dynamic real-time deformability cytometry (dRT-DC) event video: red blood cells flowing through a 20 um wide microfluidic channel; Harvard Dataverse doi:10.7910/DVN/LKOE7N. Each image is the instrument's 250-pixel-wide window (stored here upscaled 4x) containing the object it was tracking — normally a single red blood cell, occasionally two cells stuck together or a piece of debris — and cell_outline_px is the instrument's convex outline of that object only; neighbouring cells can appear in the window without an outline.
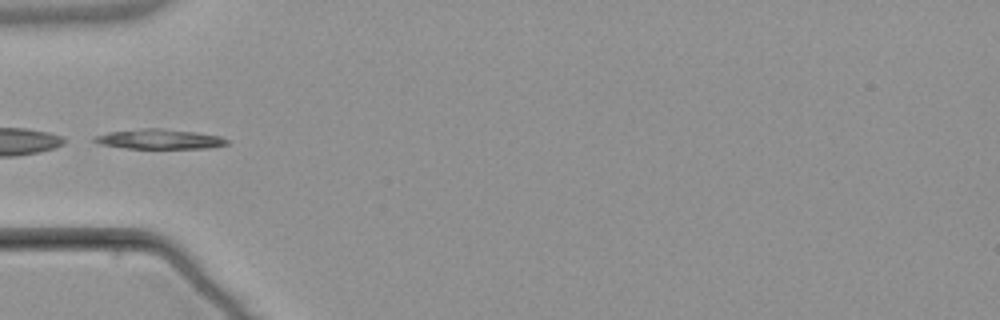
{"species": "common noctule bat (a hibernating species)", "species_latin": "Nyctalus noctula", "temperature_condition": "warm", "stored_images_in_passage": 6, "segment_of_instrument_passage": [2, 2], "camera_frame_rate_fps": 3000, "um_per_image_px": 0.085, "animal": {"sex": "male", "body_mass_g": 21.5, "forearm_length_mm": 52.0}, "frame": {"image": 1, "passage_image": 6, "time_ms": 6.0, "image_size_px": [1000, 320], "cell_outline_px": [[228, 144], [208, 148], [124, 148], [100, 144], [92, 140], [96, 136], [108, 132], [144, 128], [160, 128], [196, 132], [220, 136], [228, 140]], "centroid_in_image_um": [13.56, 11.82], "position_along_channel_um": 71.4, "area_um2": 15.2}}